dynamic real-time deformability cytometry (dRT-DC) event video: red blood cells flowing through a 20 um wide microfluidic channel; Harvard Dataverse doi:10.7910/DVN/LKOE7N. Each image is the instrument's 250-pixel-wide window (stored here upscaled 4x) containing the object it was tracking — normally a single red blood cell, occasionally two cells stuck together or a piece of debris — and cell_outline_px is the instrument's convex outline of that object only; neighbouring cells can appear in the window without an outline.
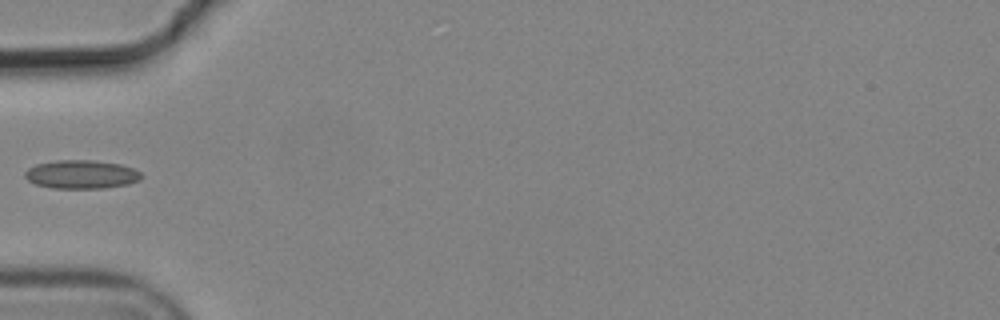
{"species": "common noctule bat (a hibernating species)", "species_latin": "Nyctalus noctula", "temperature_condition": "cold", "stored_images_in_passage": 7, "camera_frame_rate_fps": 3000, "um_per_image_px": 0.085, "animal": {"sex": "male", "body_mass_g": 19.2, "forearm_length_mm": 51.8}, "frame": {"image": 1, "passage_image": 6, "time_ms": 1.667, "image_size_px": [1000, 320], "cell_outline_px": [[144, 176], [140, 180], [128, 184], [104, 188], [52, 188], [36, 184], [28, 180], [24, 176], [24, 172], [28, 168], [36, 164], [56, 160], [92, 160], [120, 164], [132, 168], [140, 172]], "centroid_in_image_um": [6.92, 14.82], "position_along_channel_um": 78.1, "area_um2": 19.42}}
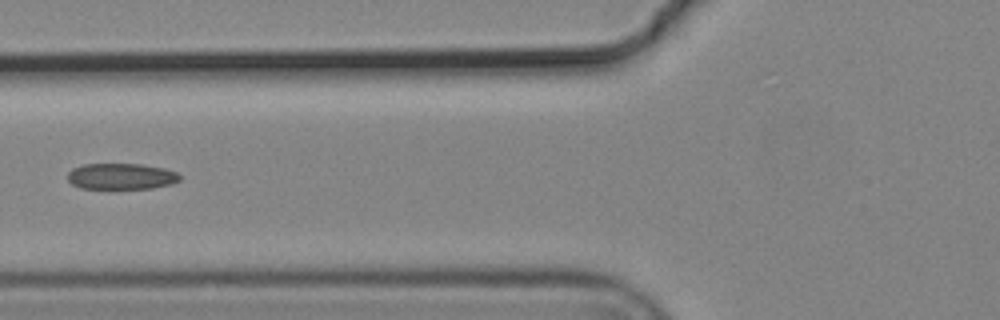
{"frame": {"image": 2, "passage_image": 7, "time_ms": 2.0, "image_size_px": [1000, 320], "cell_outline_px": [[180, 180], [172, 184], [152, 188], [80, 188], [72, 184], [68, 180], [68, 172], [72, 168], [84, 164], [140, 164], [164, 168], [176, 172], [180, 176]], "centroid_in_image_um": [10.3, 14.98], "position_along_channel_um": 115.5, "area_um2": 16.99}}